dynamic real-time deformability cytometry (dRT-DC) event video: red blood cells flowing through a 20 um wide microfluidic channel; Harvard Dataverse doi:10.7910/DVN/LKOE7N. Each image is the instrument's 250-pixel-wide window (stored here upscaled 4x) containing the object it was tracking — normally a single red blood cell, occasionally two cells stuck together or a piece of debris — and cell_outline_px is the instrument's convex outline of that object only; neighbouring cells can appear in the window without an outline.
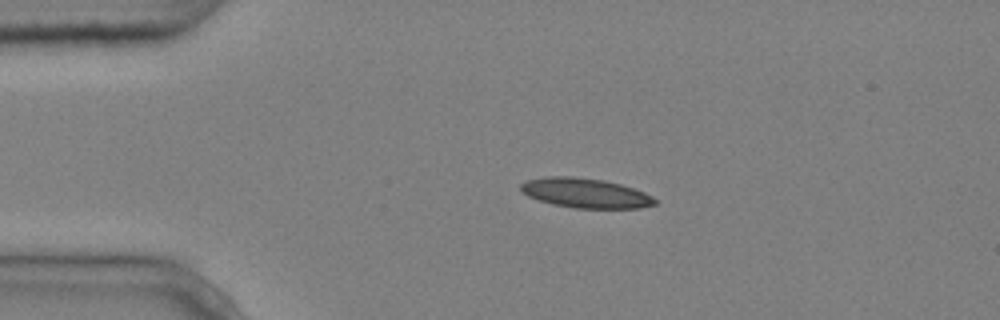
{"species": "common noctule bat (a hibernating species)", "species_latin": "Nyctalus noctula", "temperature_condition": "cold", "stored_images_in_passage": 3, "camera_frame_rate_fps": 3000, "um_per_image_px": 0.085, "animal": {"sex": "male", "body_mass_g": 20.4}, "frame": {"image": 1, "passage_image": 2, "time_ms": 0.333, "image_size_px": [1000, 320], "cell_outline_px": [[656, 204], [640, 208], [576, 208], [552, 204], [528, 196], [520, 192], [520, 184], [528, 180], [544, 176], [572, 176], [604, 180], [620, 184], [644, 192], [652, 196], [656, 200]], "centroid_in_image_um": [49.73, 16.4], "position_along_channel_um": 35.3, "area_um2": 23.18}}
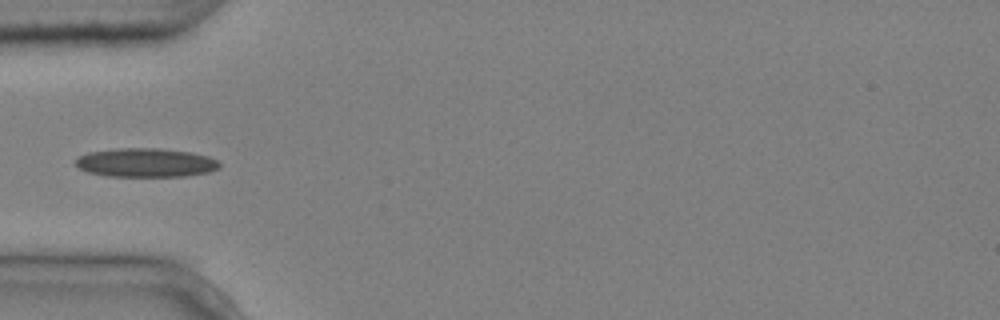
{"frame": {"image": 2, "passage_image": 3, "time_ms": 0.667, "image_size_px": [1000, 320], "cell_outline_px": [[220, 168], [208, 172], [184, 176], [108, 176], [88, 172], [80, 168], [72, 160], [76, 156], [88, 152], [116, 148], [160, 148], [192, 152], [208, 156], [216, 160], [220, 164]], "centroid_in_image_um": [12.35, 13.81], "position_along_channel_um": 72.6, "area_um2": 24.39}}